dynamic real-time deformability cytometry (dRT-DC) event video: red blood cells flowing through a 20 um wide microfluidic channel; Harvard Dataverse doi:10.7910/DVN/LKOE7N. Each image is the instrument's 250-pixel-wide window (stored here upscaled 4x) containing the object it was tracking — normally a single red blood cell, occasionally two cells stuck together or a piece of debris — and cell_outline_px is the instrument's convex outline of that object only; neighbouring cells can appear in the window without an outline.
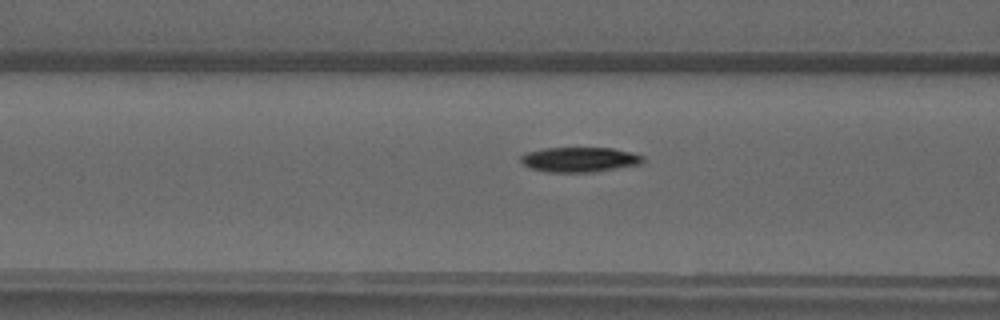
{"species": "common noctule bat (a hibernating species)", "species_latin": "Nyctalus noctula", "temperature_condition": "warm", "stored_images_in_passage": 24, "camera_frame_rate_fps": 3000, "um_per_image_px": 0.085, "animal": {"sex": "male", "forearm_length_mm": 52.5}, "frame": {"image": 1, "passage_image": 20, "time_ms": 6.333, "image_size_px": [1000, 320], "cell_outline_px": [[644, 160], [640, 164], [592, 172], [548, 172], [532, 168], [524, 164], [520, 160], [520, 156], [528, 152], [544, 148], [612, 148], [632, 152], [644, 156]], "centroid_in_image_um": [49.28, 13.56], "position_along_channel_um": 117.3, "area_um2": 17.57}}
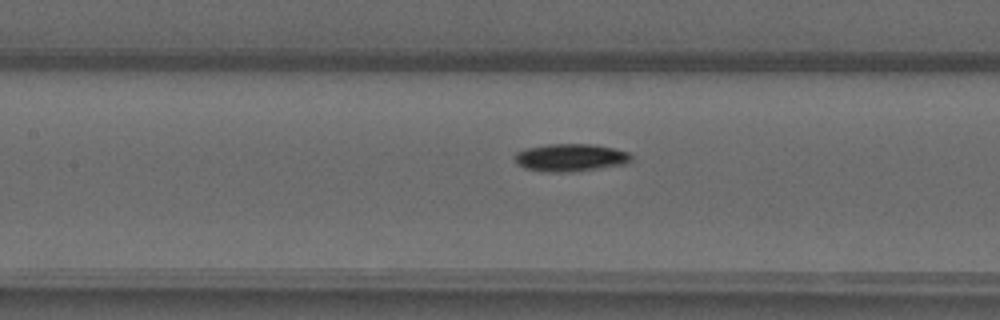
{"frame": {"image": 2, "passage_image": 23, "time_ms": 7.333, "image_size_px": [1000, 320], "cell_outline_px": [[632, 160], [624, 164], [596, 168], [564, 172], [556, 172], [524, 168], [516, 164], [516, 152], [524, 148], [544, 144], [596, 144], [628, 152], [632, 156]], "centroid_in_image_um": [48.47, 13.37], "position_along_channel_um": 158.9, "area_um2": 18.55}}